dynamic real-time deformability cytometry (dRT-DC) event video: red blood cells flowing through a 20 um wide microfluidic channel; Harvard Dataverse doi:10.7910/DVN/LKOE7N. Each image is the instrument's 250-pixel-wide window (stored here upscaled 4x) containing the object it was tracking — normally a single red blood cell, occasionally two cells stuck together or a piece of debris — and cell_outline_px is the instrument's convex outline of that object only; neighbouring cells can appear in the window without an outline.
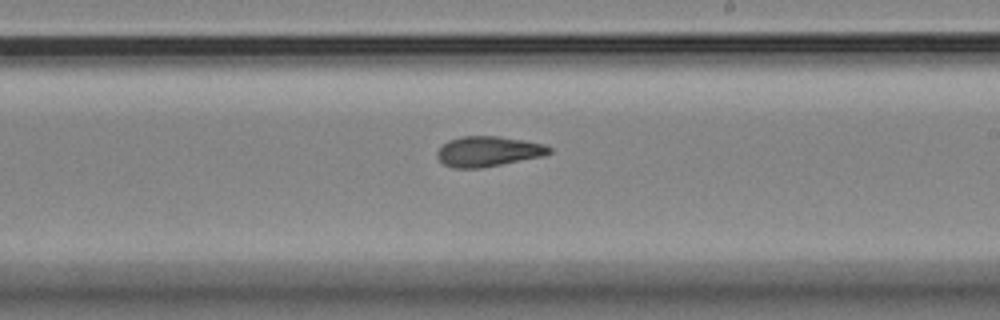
{"species": "Egyptian fruit bat (a non-hibernating species)", "species_latin": "Rousettus aegyptiacus", "temperature_condition": "room temperature", "stored_images_in_passage": 8, "segment_of_instrument_passage": [2, 2], "camera_frame_rate_fps": 3000, "um_per_image_px": 0.085, "animal": {"sex": "female"}, "frame": {"image": 1, "passage_image": 8, "time_ms": 9.0, "image_size_px": [1000, 320], "cell_outline_px": [[552, 152], [544, 156], [480, 168], [452, 168], [444, 164], [436, 156], [436, 152], [448, 140], [460, 136], [500, 136], [524, 140], [544, 144], [552, 148]], "centroid_in_image_um": [41.5, 12.86], "position_along_channel_um": 247.5, "area_um2": 19.83}}